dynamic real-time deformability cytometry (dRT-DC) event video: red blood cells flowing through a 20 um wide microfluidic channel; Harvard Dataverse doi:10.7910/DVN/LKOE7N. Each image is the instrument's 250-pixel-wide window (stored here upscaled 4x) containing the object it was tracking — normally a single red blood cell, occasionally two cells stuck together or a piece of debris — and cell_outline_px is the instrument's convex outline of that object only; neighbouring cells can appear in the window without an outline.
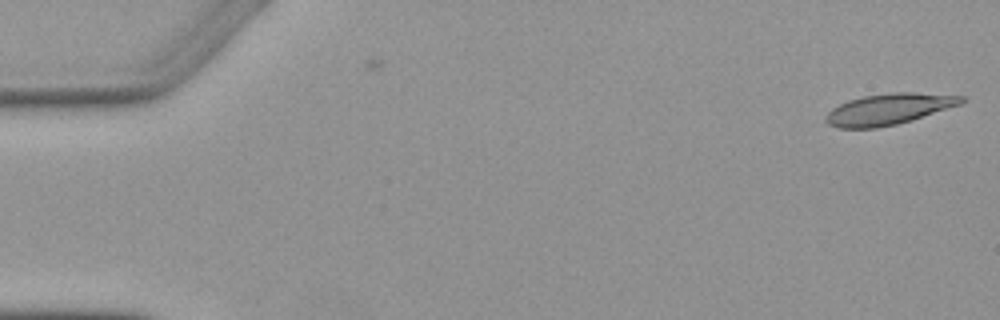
{"species": "Egyptian fruit bat (a non-hibernating species)", "species_latin": "Rousettus aegyptiacus", "temperature_condition": "warm", "stored_images_in_passage": 2, "camera_frame_rate_fps": 3000, "um_per_image_px": 0.085, "animal": {"sex": "female"}, "frame": {"image": 1, "passage_image": 1, "time_ms": 0.0, "image_size_px": [1000, 320], "cell_outline_px": [[964, 100], [960, 104], [912, 120], [896, 124], [876, 128], [840, 128], [828, 124], [824, 120], [824, 116], [832, 108], [848, 100], [864, 96], [892, 92], [912, 92], [964, 96]], "centroid_in_image_um": [75.5, 9.28], "position_along_channel_um": 9.5, "area_um2": 24.39}}